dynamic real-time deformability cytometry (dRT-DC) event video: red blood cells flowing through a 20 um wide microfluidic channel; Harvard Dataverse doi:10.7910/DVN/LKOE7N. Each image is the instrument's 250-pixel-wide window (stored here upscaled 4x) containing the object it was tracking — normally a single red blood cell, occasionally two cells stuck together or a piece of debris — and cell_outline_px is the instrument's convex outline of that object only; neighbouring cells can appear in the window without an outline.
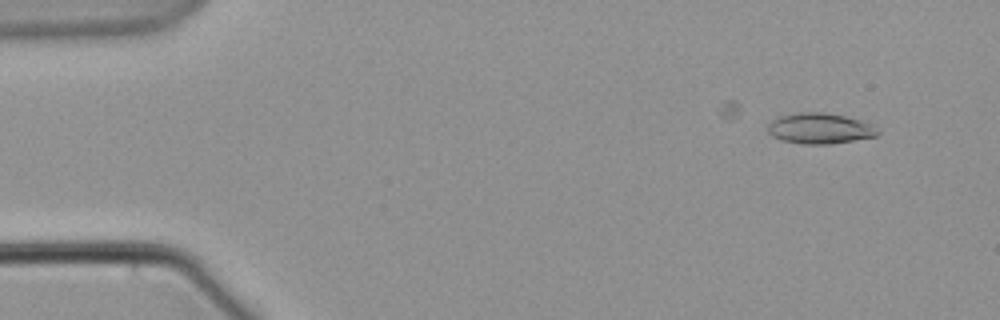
{"species": "common noctule bat (a hibernating species)", "species_latin": "Nyctalus noctula", "temperature_condition": "warm", "stored_images_in_passage": 54, "camera_frame_rate_fps": 3000, "um_per_image_px": 0.085, "animal": {"sex": "male", "body_mass_g": 21.5, "forearm_length_mm": 52.0}, "frame": {"image": 1, "passage_image": 2, "time_ms": 0.333, "image_size_px": [1000, 320], "cell_outline_px": [[880, 132], [876, 136], [832, 144], [804, 144], [780, 140], [772, 136], [768, 132], [764, 124], [780, 116], [800, 112], [824, 112], [844, 116], [860, 120], [872, 124]], "centroid_in_image_um": [69.64, 10.92], "position_along_channel_um": 15.4, "area_um2": 19.83}}
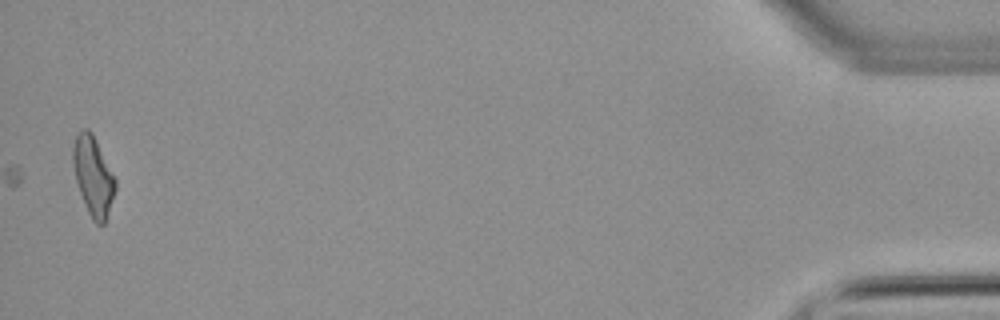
{"frame": {"image": 2, "passage_image": 54, "time_ms": 17.667, "image_size_px": [1000, 320], "cell_outline_px": [[116, 188], [104, 224], [96, 224], [92, 220], [88, 212], [80, 192], [76, 180], [72, 160], [72, 148], [76, 136], [80, 128], [88, 128], [92, 132], [116, 180]], "centroid_in_image_um": [7.9, 14.93], "position_along_channel_um": 427.3, "area_um2": 19.31}}